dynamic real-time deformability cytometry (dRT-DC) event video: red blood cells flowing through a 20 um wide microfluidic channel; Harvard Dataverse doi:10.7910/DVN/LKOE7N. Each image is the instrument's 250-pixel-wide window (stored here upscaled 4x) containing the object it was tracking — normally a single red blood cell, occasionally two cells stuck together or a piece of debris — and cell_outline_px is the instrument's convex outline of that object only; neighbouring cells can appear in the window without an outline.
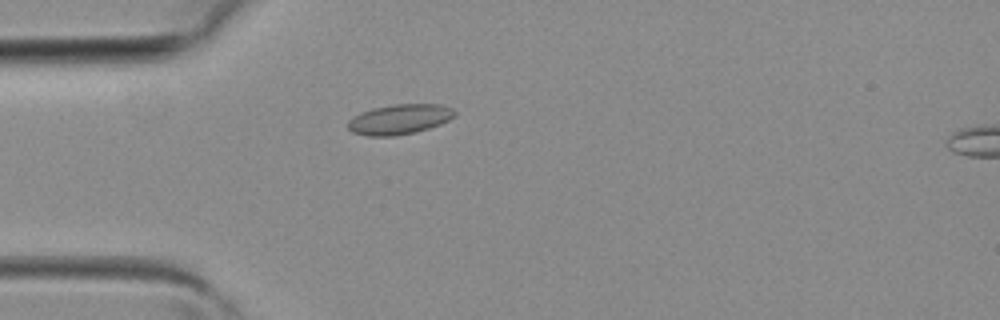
{"species": "common noctule bat (a hibernating species)", "species_latin": "Nyctalus noctula", "temperature_condition": "room temperature", "stored_images_in_passage": 3, "camera_frame_rate_fps": 3000, "um_per_image_px": 0.085, "animal": {"sex": "female", "body_mass_g": 19.3, "forearm_length_mm": 54.1}, "frame": {"image": 1, "passage_image": 2, "time_ms": 0.333, "image_size_px": [1000, 320], "cell_outline_px": [[456, 116], [440, 124], [416, 132], [396, 136], [368, 136], [352, 132], [348, 128], [348, 120], [352, 116], [360, 112], [372, 108], [392, 104], [440, 104], [452, 108], [456, 112]], "centroid_in_image_um": [33.94, 10.13], "position_along_channel_um": 51.1, "area_um2": 18.9}}